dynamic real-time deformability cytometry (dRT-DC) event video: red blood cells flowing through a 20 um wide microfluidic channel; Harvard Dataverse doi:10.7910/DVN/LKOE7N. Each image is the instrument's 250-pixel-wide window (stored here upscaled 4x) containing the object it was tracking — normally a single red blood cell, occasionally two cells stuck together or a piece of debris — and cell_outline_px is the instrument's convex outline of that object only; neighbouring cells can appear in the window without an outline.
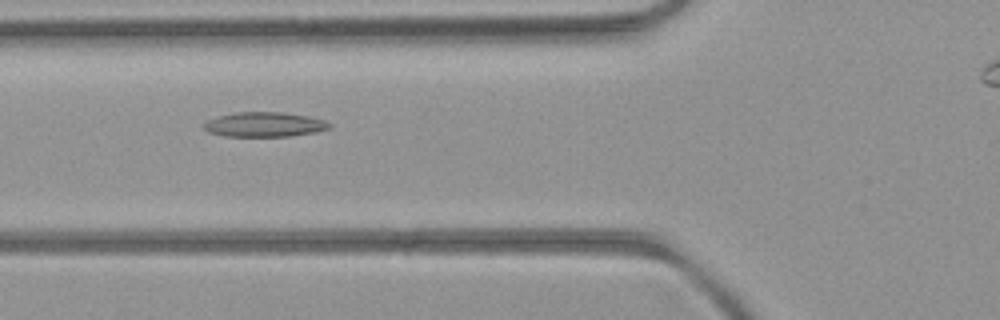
{"species": "common noctule bat (a hibernating species)", "species_latin": "Nyctalus noctula", "temperature_condition": "room temperature", "stored_images_in_passage": 31, "camera_frame_rate_fps": 3000, "um_per_image_px": 0.085, "animal": {"sex": "female", "body_mass_g": 21.9}, "frame": {"image": 1, "passage_image": 4, "time_ms": 1.0, "image_size_px": [1000, 320], "cell_outline_px": [[332, 128], [316, 132], [292, 136], [224, 136], [208, 132], [204, 128], [204, 124], [208, 120], [220, 116], [236, 112], [284, 112], [308, 116], [324, 120], [332, 124]], "centroid_in_image_um": [22.53, 10.58], "position_along_channel_um": 103.3, "area_um2": 18.09}}
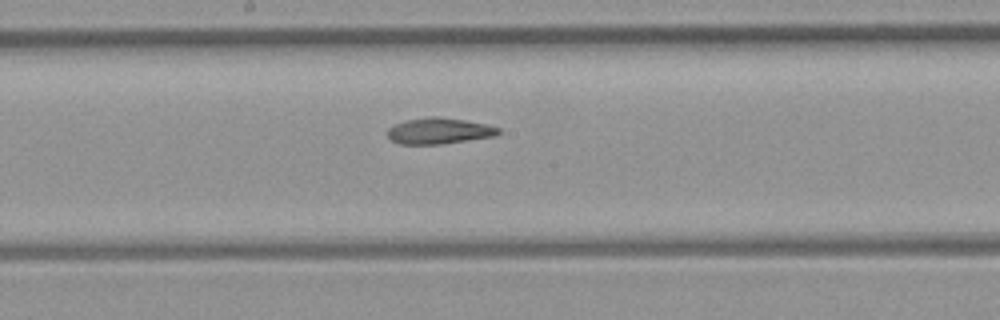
{"frame": {"image": 2, "passage_image": 12, "time_ms": 3.667, "image_size_px": [1000, 320], "cell_outline_px": [[500, 132], [492, 136], [440, 144], [400, 144], [392, 140], [388, 136], [388, 128], [404, 120], [432, 116], [436, 116], [464, 120], [484, 124], [500, 128]], "centroid_in_image_um": [37.27, 11.12], "position_along_channel_um": 210.9, "area_um2": 16.53}}
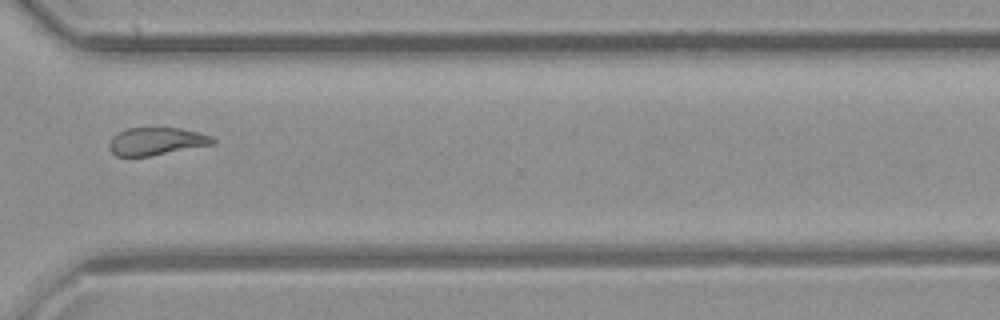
{"frame": {"image": 3, "passage_image": 23, "time_ms": 7.333, "image_size_px": [1000, 320], "cell_outline_px": [[216, 140], [212, 144], [152, 156], [116, 156], [108, 148], [108, 144], [112, 136], [128, 128], [180, 128], [212, 136]], "centroid_in_image_um": [13.26, 12.02], "position_along_channel_um": 357.3, "area_um2": 16.59}, "authors_computed_cell_mechanics": {"area_um2": 17.3978, "velocity_mm_per_s": 4.002, "shape_relaxation_time_tau1_ms": null, "shape_relaxation_time_tau2_ms": 3.5863, "deformation_change_tau1": null, "deformation_change_tau2": 0.107}}